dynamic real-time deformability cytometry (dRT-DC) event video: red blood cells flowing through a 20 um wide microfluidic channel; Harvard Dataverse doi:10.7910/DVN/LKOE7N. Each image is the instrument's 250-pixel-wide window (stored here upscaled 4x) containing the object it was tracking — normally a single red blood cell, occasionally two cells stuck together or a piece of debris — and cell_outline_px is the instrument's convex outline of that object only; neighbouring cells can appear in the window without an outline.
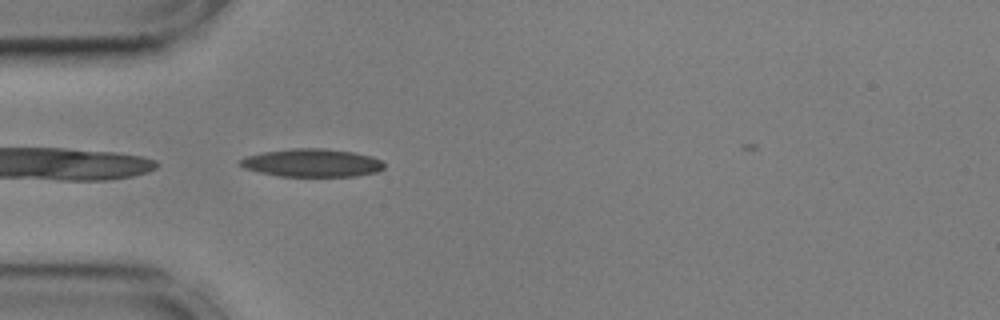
{"species": "common noctule bat (a hibernating species)", "species_latin": "Nyctalus noctula", "temperature_condition": "cold", "stored_images_in_passage": 38, "camera_frame_rate_fps": 3000, "um_per_image_px": 0.085, "animal": {"sex": "male", "body_mass_g": 17.9, "forearm_length_mm": 54.2}, "frame": {"image": 1, "passage_image": 1, "time_ms": 0.0, "image_size_px": [1000, 320], "cell_outline_px": [[384, 168], [376, 172], [356, 176], [280, 176], [260, 172], [244, 168], [236, 164], [244, 156], [264, 152], [292, 148], [324, 148], [352, 152], [372, 156], [380, 160], [384, 164]], "centroid_in_image_um": [26.49, 13.84], "position_along_channel_um": 58.5, "area_um2": 23.52}}
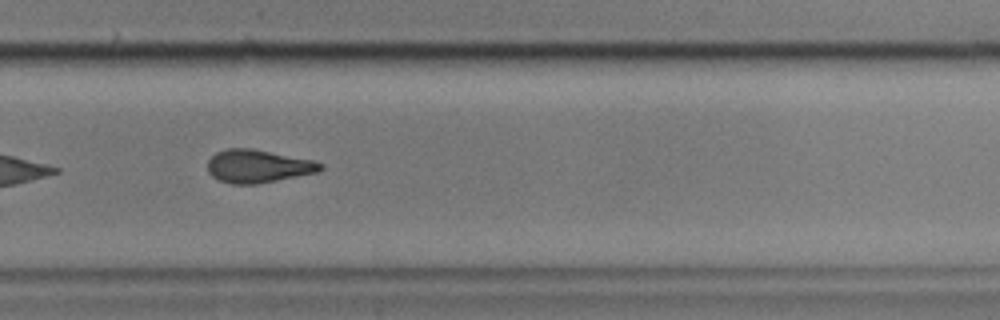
{"frame": {"image": 2, "passage_image": 22, "time_ms": 7.0, "image_size_px": [1000, 320], "cell_outline_px": [[324, 168], [316, 172], [256, 184], [232, 184], [220, 180], [212, 176], [208, 172], [208, 160], [216, 152], [228, 148], [252, 148], [312, 160], [324, 164]], "centroid_in_image_um": [21.9, 14.12], "position_along_channel_um": 307.9, "area_um2": 21.5}, "authors_computed_cell_mechanics": {"area_um2": 21.8773, "velocity_mm_per_s": 3.6055, "shape_relaxation_time_tau1_ms": 6.2526, "shape_relaxation_time_tau2_ms": 4.2816, "deformation_change_tau1": 0.1656, "deformation_change_tau2": 0.124}}